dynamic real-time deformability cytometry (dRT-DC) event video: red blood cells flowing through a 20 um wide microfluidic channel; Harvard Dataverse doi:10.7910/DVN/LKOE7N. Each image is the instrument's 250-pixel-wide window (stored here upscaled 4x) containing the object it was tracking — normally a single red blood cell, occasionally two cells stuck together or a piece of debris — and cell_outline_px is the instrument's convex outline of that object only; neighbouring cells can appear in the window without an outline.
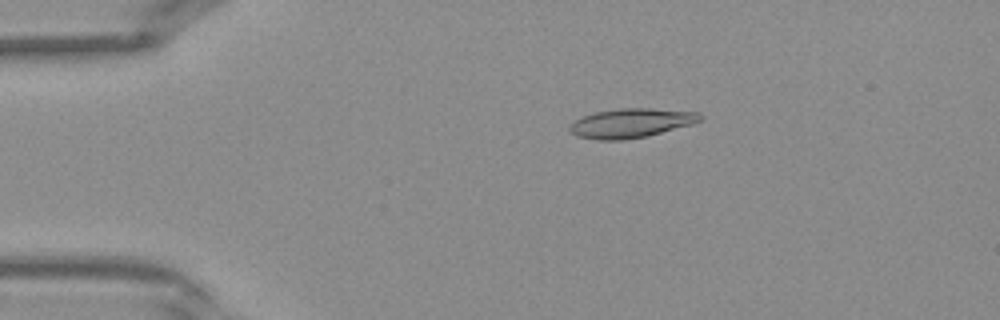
{"species": "Egyptian fruit bat (a non-hibernating species)", "species_latin": "Rousettus aegyptiacus", "temperature_condition": "warm", "stored_images_in_passage": 40, "camera_frame_rate_fps": 3000, "um_per_image_px": 0.085, "frame": {"image": 1, "passage_image": 7, "time_ms": 2.0, "image_size_px": [1000, 320], "cell_outline_px": [[704, 116], [700, 120], [692, 124], [648, 136], [624, 140], [596, 140], [576, 136], [568, 128], [576, 120], [584, 116], [596, 112], [620, 108], [652, 108], [700, 112]], "centroid_in_image_um": [53.68, 10.46], "position_along_channel_um": 31.3, "area_um2": 22.25}}
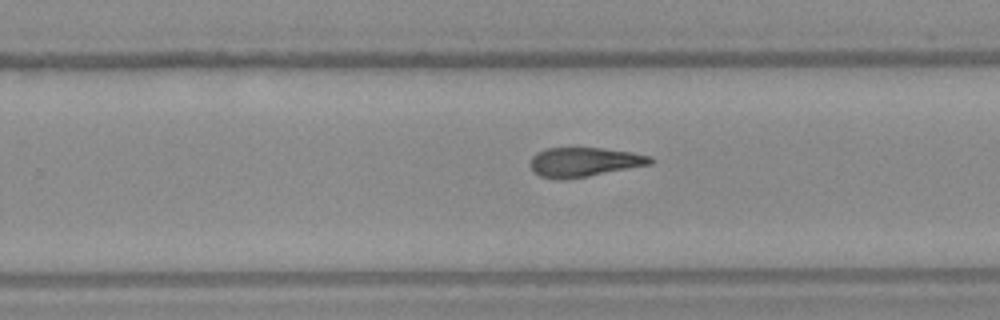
{"frame": {"image": 2, "passage_image": 25, "time_ms": 8.0, "image_size_px": [1000, 320], "cell_outline_px": [[656, 160], [652, 164], [588, 176], [564, 180], [560, 180], [540, 176], [532, 172], [528, 164], [532, 156], [536, 152], [548, 148], [600, 148], [632, 152], [648, 156]], "centroid_in_image_um": [49.6, 13.78], "position_along_channel_um": 280.2, "area_um2": 20.69}}
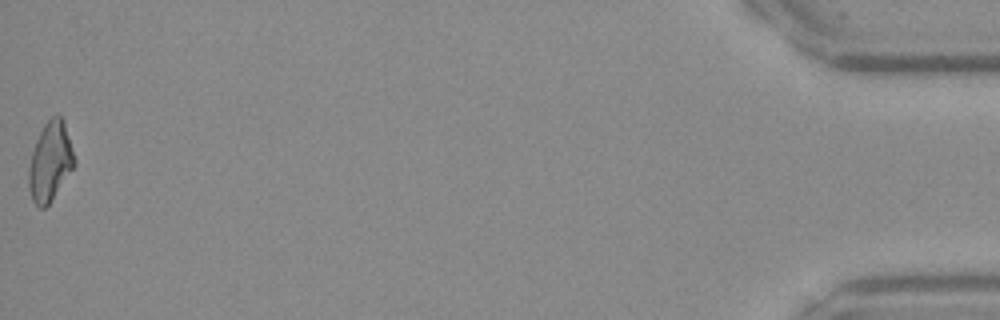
{"frame": {"image": 3, "passage_image": 40, "time_ms": 13.0, "image_size_px": [1000, 320], "cell_outline_px": [[76, 164], [52, 200], [44, 208], [40, 208], [32, 200], [28, 188], [28, 168], [32, 152], [36, 140], [44, 124], [52, 116], [60, 116], [64, 120], [76, 160]], "centroid_in_image_um": [4.27, 13.75], "position_along_channel_um": 430.9, "area_um2": 21.1}}